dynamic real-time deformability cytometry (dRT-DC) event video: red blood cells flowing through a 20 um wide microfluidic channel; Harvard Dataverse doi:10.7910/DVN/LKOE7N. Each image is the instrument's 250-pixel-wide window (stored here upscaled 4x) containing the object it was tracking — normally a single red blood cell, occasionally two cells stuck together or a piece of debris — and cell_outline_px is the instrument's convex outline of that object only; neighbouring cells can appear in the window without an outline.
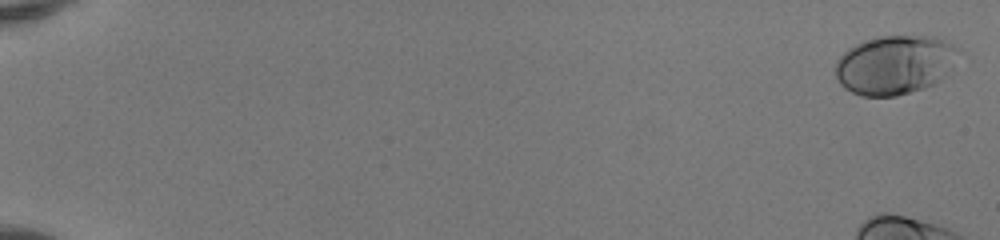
{"species": "human", "species_latin": "Homo sapiens", "temperature_condition": "room temperature", "stored_images_in_passage": 14, "camera_frame_rate_fps": 3000, "um_per_image_px": 0.085, "donor": {"sex": "female"}, "frame": {"image": 1, "passage_image": 1, "time_ms": 0.0, "image_size_px": [1000, 240], "cell_outline_px": [[960, 52], [948, 72], [940, 80], [924, 88], [896, 96], [860, 96], [844, 88], [840, 84], [836, 76], [836, 60], [848, 48], [864, 40], [876, 36], [932, 36], [944, 40], [960, 48]], "centroid_in_image_um": [76.05, 5.5], "position_along_channel_um": 9.0, "area_um2": 42.48}}